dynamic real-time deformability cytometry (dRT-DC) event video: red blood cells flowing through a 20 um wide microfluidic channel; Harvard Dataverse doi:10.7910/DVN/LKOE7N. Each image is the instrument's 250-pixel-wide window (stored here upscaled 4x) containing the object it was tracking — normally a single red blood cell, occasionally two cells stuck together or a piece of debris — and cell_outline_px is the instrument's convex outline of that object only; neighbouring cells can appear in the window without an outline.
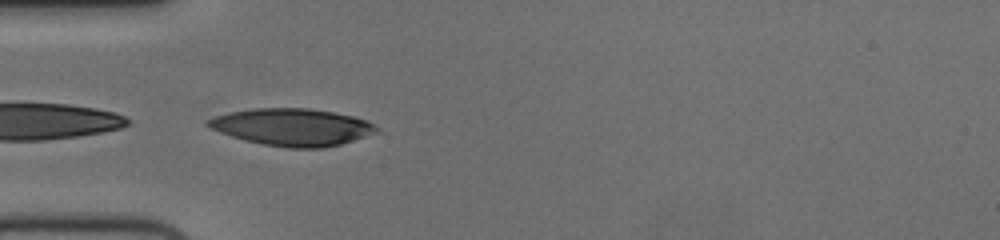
{"species": "human", "species_latin": "Homo sapiens", "temperature_condition": "cold", "stored_images_in_passage": 39, "camera_frame_rate_fps": 3000, "um_per_image_px": 0.085, "donor": {"sex": "female"}, "frame": {"image": 1, "passage_image": 1, "time_ms": 0.0, "image_size_px": [1000, 240], "cell_outline_px": [[380, 128], [364, 136], [340, 144], [324, 148], [288, 148], [264, 144], [244, 140], [220, 132], [204, 124], [208, 120], [216, 116], [228, 112], [252, 108], [308, 108], [332, 112], [352, 116], [364, 120]], "centroid_in_image_um": [24.78, 10.8], "position_along_channel_um": 60.2, "area_um2": 36.01}}
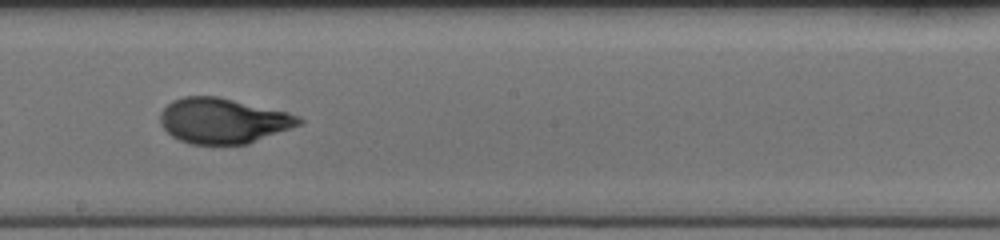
{"frame": {"image": 2, "passage_image": 15, "time_ms": 4.667, "image_size_px": [1000, 240], "cell_outline_px": [[304, 120], [300, 124], [248, 144], [188, 144], [172, 136], [160, 124], [160, 112], [172, 100], [184, 96], [220, 96], [288, 112], [300, 116]], "centroid_in_image_um": [18.95, 10.25], "position_along_channel_um": 229.3, "area_um2": 36.7}}
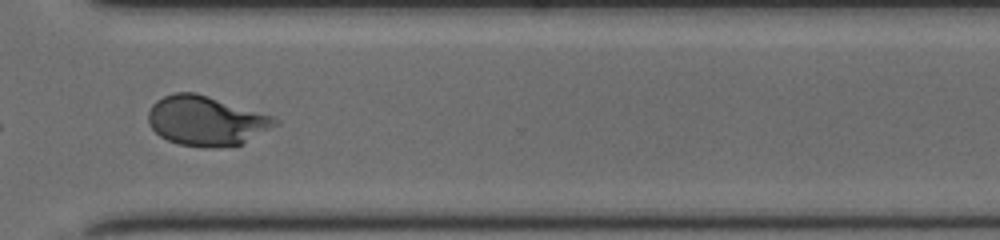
{"frame": {"image": 3, "passage_image": 25, "time_ms": 8.0, "image_size_px": [1000, 240], "cell_outline_px": [[280, 124], [240, 144], [212, 148], [204, 148], [180, 144], [168, 140], [160, 136], [148, 124], [148, 112], [152, 104], [156, 100], [164, 96], [176, 92], [196, 92], [272, 116], [280, 120]], "centroid_in_image_um": [17.51, 10.26], "position_along_channel_um": 353.1, "area_um2": 36.59}, "authors_computed_cell_mechanics": {"area_um2": 35.9516, "velocity_mm_per_s": 3.6963, "shape_relaxation_time_tau1_ms": 3.6684, "shape_relaxation_time_tau2_ms": 0.759, "deformation_change_tau1": 0.179, "deformation_change_tau2": 0.0455}}